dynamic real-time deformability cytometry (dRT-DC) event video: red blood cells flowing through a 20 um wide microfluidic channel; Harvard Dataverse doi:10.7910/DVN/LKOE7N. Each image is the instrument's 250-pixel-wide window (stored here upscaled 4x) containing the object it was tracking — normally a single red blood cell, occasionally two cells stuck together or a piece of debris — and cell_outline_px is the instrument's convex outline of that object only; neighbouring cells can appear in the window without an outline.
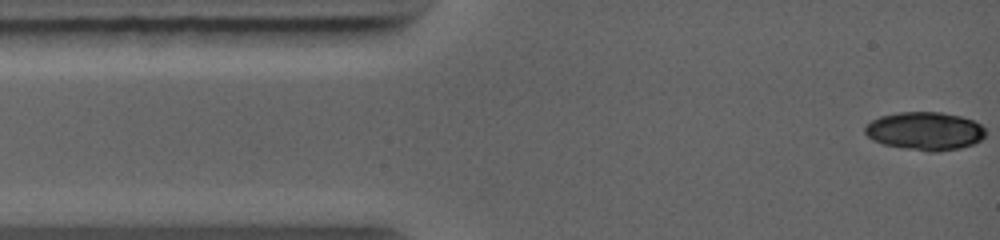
{"species": "common noctule bat (a hibernating species)", "species_latin": "Nyctalus noctula", "temperature_condition": "warm", "stored_images_in_passage": 4, "camera_frame_rate_fps": 5000, "um_per_image_px": 0.085, "animal": {"sex": "female", "body_mass_g": 19.0, "forearm_length_mm": 56.7}, "frame": {"image": 1, "passage_image": 1, "time_ms": 0.0, "image_size_px": [1000, 240], "cell_outline_px": [[984, 136], [980, 140], [972, 144], [960, 148], [936, 152], [928, 152], [884, 144], [872, 140], [864, 132], [864, 128], [872, 120], [880, 116], [900, 112], [940, 112], [960, 116], [972, 120], [980, 124], [984, 128]], "centroid_in_image_um": [78.61, 11.14], "position_along_channel_um": 6.4, "area_um2": 26.65}}